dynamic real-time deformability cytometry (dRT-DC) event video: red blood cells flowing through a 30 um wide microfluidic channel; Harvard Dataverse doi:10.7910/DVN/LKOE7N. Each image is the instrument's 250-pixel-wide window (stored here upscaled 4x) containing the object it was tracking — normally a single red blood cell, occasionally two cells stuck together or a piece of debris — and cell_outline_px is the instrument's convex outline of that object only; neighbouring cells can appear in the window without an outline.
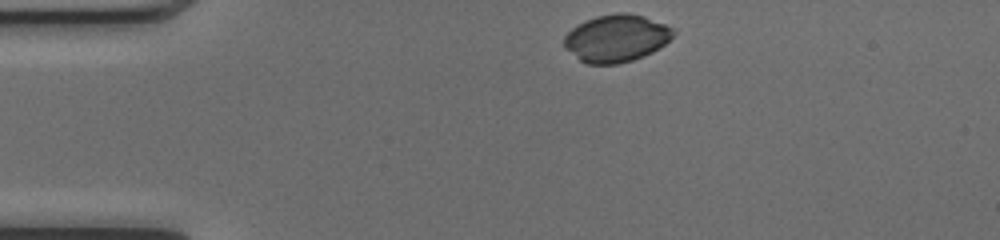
{"species": "common noctule bat (a hibernating species)", "species_latin": "Nyctalus noctula", "temperature_condition": "cold", "stored_images_in_passage": 41, "camera_frame_rate_fps": 3000, "um_per_image_px": 0.085, "animal": {"sex": "female", "body_mass_g": 17.0, "forearm_length_mm": 48.0}, "frame": {"image": 1, "passage_image": 1, "time_ms": 0.0, "image_size_px": [1000, 240], "cell_outline_px": [[676, 32], [660, 48], [644, 56], [632, 60], [616, 64], [588, 64], [580, 60], [564, 48], [564, 36], [572, 28], [584, 20], [596, 16], [616, 12], [628, 12], [644, 16], [676, 28]], "centroid_in_image_um": [52.39, 3.23], "position_along_channel_um": 32.6, "area_um2": 30.35}}
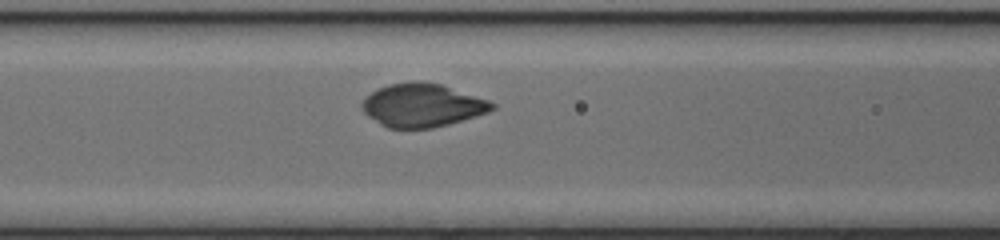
{"frame": {"image": 2, "passage_image": 12, "time_ms": 3.667, "image_size_px": [1000, 240], "cell_outline_px": [[496, 108], [488, 112], [476, 116], [448, 124], [432, 128], [388, 128], [380, 124], [368, 116], [360, 108], [360, 104], [372, 92], [388, 84], [412, 80], [420, 80], [440, 84], [488, 100], [496, 104]], "centroid_in_image_um": [35.88, 8.94], "position_along_channel_um": 130.7, "area_um2": 32.77}}
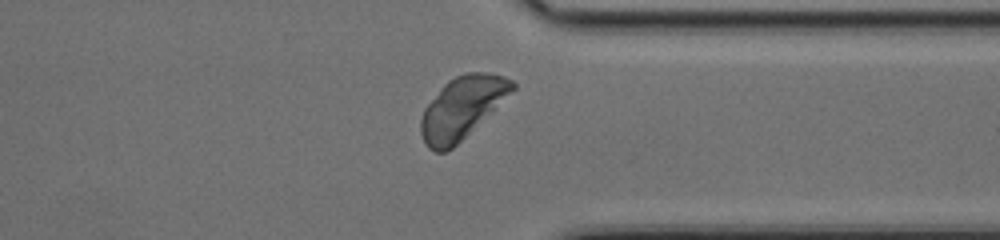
{"frame": {"image": 3, "passage_image": 30, "time_ms": 9.667, "image_size_px": [1000, 240], "cell_outline_px": [[516, 88], [452, 148], [444, 152], [436, 152], [428, 148], [420, 132], [420, 120], [424, 108], [440, 88], [448, 80], [464, 72], [492, 72], [504, 76], [512, 80], [516, 84]], "centroid_in_image_um": [39.25, 9.13], "position_along_channel_um": 372.2, "area_um2": 32.66}}